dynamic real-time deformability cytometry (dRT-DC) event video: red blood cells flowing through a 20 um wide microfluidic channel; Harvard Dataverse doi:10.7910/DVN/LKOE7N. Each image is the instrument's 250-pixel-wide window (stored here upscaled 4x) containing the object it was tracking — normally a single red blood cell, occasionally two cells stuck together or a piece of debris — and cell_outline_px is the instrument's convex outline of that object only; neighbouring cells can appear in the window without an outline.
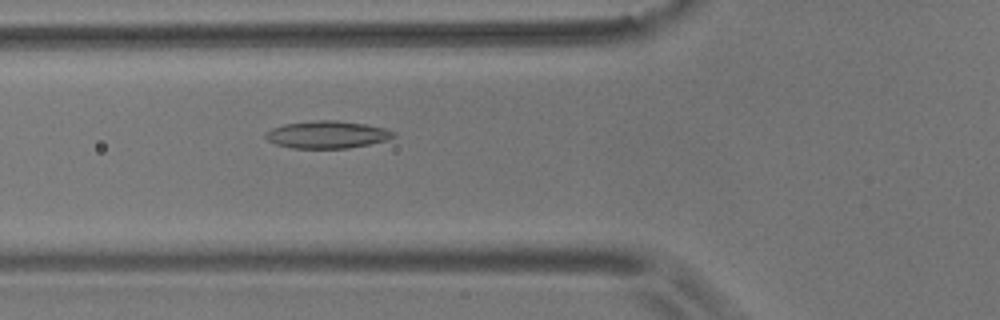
{"species": "common noctule bat (a hibernating species)", "species_latin": "Nyctalus noctula", "temperature_condition": "room temperature", "stored_images_in_passage": 18, "camera_frame_rate_fps": 3000, "um_per_image_px": 0.085, "animal": {"sex": "male", "body_mass_g": 17.9}, "frame": {"image": 1, "passage_image": 4, "time_ms": 1.0, "image_size_px": [1000, 320], "cell_outline_px": [[396, 136], [384, 140], [368, 144], [348, 148], [292, 148], [276, 144], [268, 140], [264, 136], [264, 132], [272, 128], [284, 124], [316, 120], [336, 120], [364, 124], [384, 128], [396, 132]], "centroid_in_image_um": [27.78, 11.44], "position_along_channel_um": 98.0, "area_um2": 20.29}}
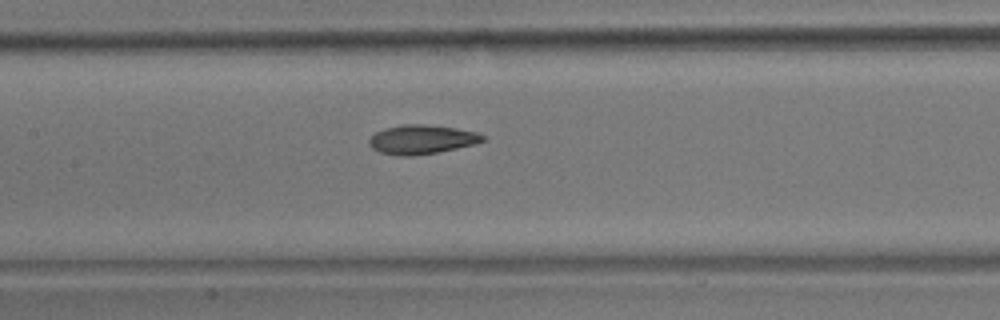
{"frame": {"image": 2, "passage_image": 10, "time_ms": 3.0, "image_size_px": [1000, 320], "cell_outline_px": [[484, 140], [476, 144], [436, 152], [412, 156], [400, 156], [380, 152], [372, 148], [368, 144], [368, 140], [376, 132], [384, 128], [400, 124], [424, 124], [456, 128], [476, 132], [484, 136]], "centroid_in_image_um": [35.81, 11.85], "position_along_channel_um": 171.6, "area_um2": 19.25}}
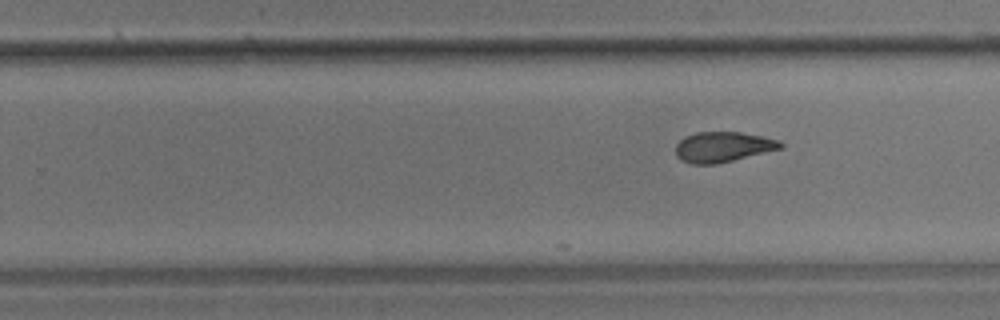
{"frame": {"image": 3, "passage_image": 18, "time_ms": 5.667, "image_size_px": [1000, 320], "cell_outline_px": [[784, 144], [780, 148], [716, 164], [692, 164], [680, 160], [676, 156], [676, 144], [684, 136], [696, 132], [740, 132], [780, 140]], "centroid_in_image_um": [61.39, 12.48], "position_along_channel_um": 268.4, "area_um2": 18.32}}